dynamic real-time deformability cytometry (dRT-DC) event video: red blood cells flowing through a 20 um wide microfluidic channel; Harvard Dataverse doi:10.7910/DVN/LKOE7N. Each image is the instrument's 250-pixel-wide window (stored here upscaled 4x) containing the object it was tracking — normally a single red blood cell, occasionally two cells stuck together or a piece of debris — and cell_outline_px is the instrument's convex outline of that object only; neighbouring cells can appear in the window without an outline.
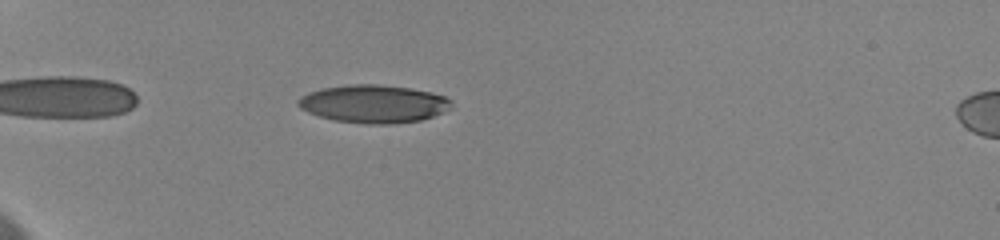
{"species": "human", "species_latin": "Homo sapiens", "temperature_condition": "cold", "stored_images_in_passage": 38, "camera_frame_rate_fps": 3000, "um_per_image_px": 0.085, "donor": {"sex": "female"}, "frame": {"image": 1, "passage_image": 8, "time_ms": 6.0, "image_size_px": [1000, 240], "cell_outline_px": [[452, 104], [444, 112], [420, 120], [388, 124], [368, 124], [336, 120], [320, 116], [308, 112], [300, 108], [296, 104], [296, 100], [300, 96], [308, 92], [320, 88], [348, 84], [376, 84], [412, 88], [444, 96], [452, 100]], "centroid_in_image_um": [31.71, 8.81], "position_along_channel_um": 53.3, "area_um2": 33.87}}
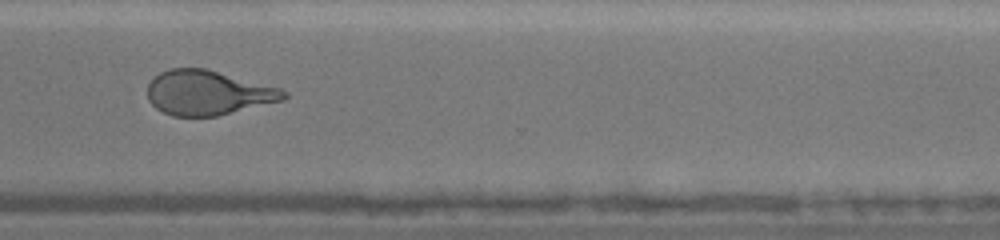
{"frame": {"image": 2, "passage_image": 29, "time_ms": 15.333, "image_size_px": [1000, 240], "cell_outline_px": [[288, 96], [284, 100], [216, 116], [172, 116], [156, 108], [148, 100], [148, 84], [160, 72], [168, 68], [208, 68], [280, 88], [288, 92]], "centroid_in_image_um": [17.69, 7.87], "position_along_channel_um": 352.9, "area_um2": 35.49}}
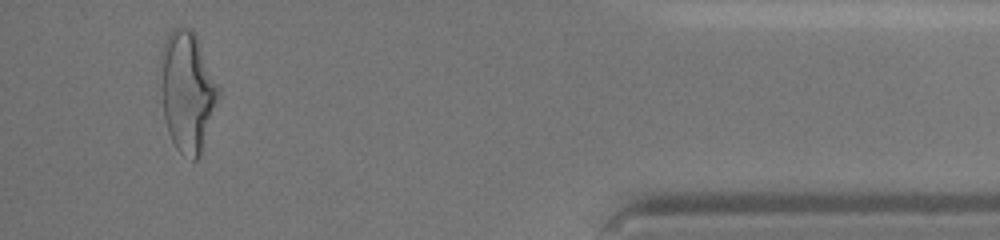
{"frame": {"image": 3, "passage_image": 37, "time_ms": 18.333, "image_size_px": [1000, 240], "cell_outline_px": [[220, 96], [200, 152], [196, 160], [192, 160], [180, 152], [176, 148], [168, 132], [164, 116], [156, 76], [156, 72], [160, 52], [164, 40], [168, 32], [172, 28], [192, 28], [196, 36], [220, 88]], "centroid_in_image_um": [15.85, 7.7], "position_along_channel_um": 419.4, "area_um2": 41.38}, "authors_computed_cell_mechanics": {"area_um2": 36.0383, "velocity_mm_per_s": 3.5737, "shape_relaxation_time_tau1_ms": 3.9494, "shape_relaxation_time_tau2_ms": 0.9106, "deformation_change_tau1": 0.1885, "deformation_change_tau2": 0.0882}}